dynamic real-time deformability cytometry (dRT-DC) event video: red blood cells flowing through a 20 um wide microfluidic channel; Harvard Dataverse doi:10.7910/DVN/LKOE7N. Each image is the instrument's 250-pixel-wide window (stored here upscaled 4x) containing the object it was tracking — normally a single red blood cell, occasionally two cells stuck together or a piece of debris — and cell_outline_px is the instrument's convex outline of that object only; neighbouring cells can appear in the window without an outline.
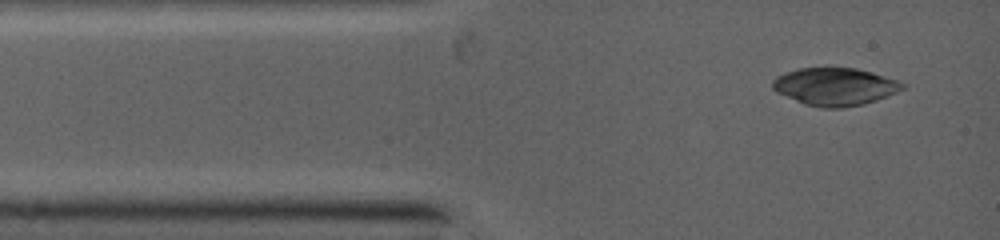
{"species": "common noctule bat (a hibernating species)", "species_latin": "Nyctalus noctula", "temperature_condition": "warm", "stored_images_in_passage": 2, "camera_frame_rate_fps": 5000, "um_per_image_px": 0.085, "animal": {"sex": "female", "body_mass_g": 19.0, "forearm_length_mm": 53.3}, "frame": {"image": 1, "passage_image": 1, "time_ms": 0.0, "image_size_px": [1000, 240], "cell_outline_px": [[908, 84], [904, 88], [896, 92], [876, 100], [864, 104], [840, 108], [824, 108], [804, 104], [776, 92], [772, 88], [772, 80], [776, 76], [784, 72], [800, 68], [856, 68], [872, 72], [900, 80]], "centroid_in_image_um": [70.98, 7.36], "position_along_channel_um": 14.0, "area_um2": 28.67}}